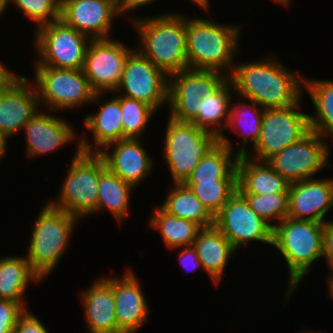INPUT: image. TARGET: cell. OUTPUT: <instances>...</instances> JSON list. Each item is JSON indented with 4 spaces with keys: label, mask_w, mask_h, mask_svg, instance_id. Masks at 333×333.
I'll return each mask as SVG.
<instances>
[{
    "label": "cell",
    "mask_w": 333,
    "mask_h": 333,
    "mask_svg": "<svg viewBox=\"0 0 333 333\" xmlns=\"http://www.w3.org/2000/svg\"><path fill=\"white\" fill-rule=\"evenodd\" d=\"M275 55L258 60L235 62L228 77L240 99L253 100L263 109L286 108L301 101L304 77L291 72ZM299 73V74H298Z\"/></svg>",
    "instance_id": "1"
},
{
    "label": "cell",
    "mask_w": 333,
    "mask_h": 333,
    "mask_svg": "<svg viewBox=\"0 0 333 333\" xmlns=\"http://www.w3.org/2000/svg\"><path fill=\"white\" fill-rule=\"evenodd\" d=\"M130 18L139 36L137 49L156 67L168 77L188 69L185 15L167 12Z\"/></svg>",
    "instance_id": "2"
},
{
    "label": "cell",
    "mask_w": 333,
    "mask_h": 333,
    "mask_svg": "<svg viewBox=\"0 0 333 333\" xmlns=\"http://www.w3.org/2000/svg\"><path fill=\"white\" fill-rule=\"evenodd\" d=\"M239 29V24L222 25L203 17H186L188 69L224 74L228 71L229 77L235 65L234 56L239 52Z\"/></svg>",
    "instance_id": "3"
},
{
    "label": "cell",
    "mask_w": 333,
    "mask_h": 333,
    "mask_svg": "<svg viewBox=\"0 0 333 333\" xmlns=\"http://www.w3.org/2000/svg\"><path fill=\"white\" fill-rule=\"evenodd\" d=\"M323 230L324 223L289 217L273 227L272 246L284 257L289 273L284 301H289L302 278L310 273L314 261L322 257Z\"/></svg>",
    "instance_id": "4"
},
{
    "label": "cell",
    "mask_w": 333,
    "mask_h": 333,
    "mask_svg": "<svg viewBox=\"0 0 333 333\" xmlns=\"http://www.w3.org/2000/svg\"><path fill=\"white\" fill-rule=\"evenodd\" d=\"M38 214L25 257L32 271L44 280L59 264L79 219L48 203Z\"/></svg>",
    "instance_id": "5"
},
{
    "label": "cell",
    "mask_w": 333,
    "mask_h": 333,
    "mask_svg": "<svg viewBox=\"0 0 333 333\" xmlns=\"http://www.w3.org/2000/svg\"><path fill=\"white\" fill-rule=\"evenodd\" d=\"M75 154L65 175L57 199L47 203L83 220L97 213L98 183L100 174L106 169L98 153H85L76 144Z\"/></svg>",
    "instance_id": "6"
},
{
    "label": "cell",
    "mask_w": 333,
    "mask_h": 333,
    "mask_svg": "<svg viewBox=\"0 0 333 333\" xmlns=\"http://www.w3.org/2000/svg\"><path fill=\"white\" fill-rule=\"evenodd\" d=\"M35 87L40 106L55 114L84 104L99 103L103 93H95L82 69L35 66ZM101 96V97H100ZM42 104V105H41Z\"/></svg>",
    "instance_id": "7"
},
{
    "label": "cell",
    "mask_w": 333,
    "mask_h": 333,
    "mask_svg": "<svg viewBox=\"0 0 333 333\" xmlns=\"http://www.w3.org/2000/svg\"><path fill=\"white\" fill-rule=\"evenodd\" d=\"M164 137V156L173 183H184L201 158L219 138L193 123L180 122L168 116Z\"/></svg>",
    "instance_id": "8"
},
{
    "label": "cell",
    "mask_w": 333,
    "mask_h": 333,
    "mask_svg": "<svg viewBox=\"0 0 333 333\" xmlns=\"http://www.w3.org/2000/svg\"><path fill=\"white\" fill-rule=\"evenodd\" d=\"M34 48L38 55L34 66L83 69L86 51L92 40L66 25L61 19L38 28Z\"/></svg>",
    "instance_id": "9"
},
{
    "label": "cell",
    "mask_w": 333,
    "mask_h": 333,
    "mask_svg": "<svg viewBox=\"0 0 333 333\" xmlns=\"http://www.w3.org/2000/svg\"><path fill=\"white\" fill-rule=\"evenodd\" d=\"M300 104L302 100L291 107L264 109L259 139L245 156L267 161L304 137L310 131L309 114L301 112Z\"/></svg>",
    "instance_id": "10"
},
{
    "label": "cell",
    "mask_w": 333,
    "mask_h": 333,
    "mask_svg": "<svg viewBox=\"0 0 333 333\" xmlns=\"http://www.w3.org/2000/svg\"><path fill=\"white\" fill-rule=\"evenodd\" d=\"M227 79L224 73L194 69L169 76V117L192 123L198 116V102L213 94Z\"/></svg>",
    "instance_id": "11"
},
{
    "label": "cell",
    "mask_w": 333,
    "mask_h": 333,
    "mask_svg": "<svg viewBox=\"0 0 333 333\" xmlns=\"http://www.w3.org/2000/svg\"><path fill=\"white\" fill-rule=\"evenodd\" d=\"M324 137L310 130L297 142L273 155L267 163L289 183L311 179L330 167V145Z\"/></svg>",
    "instance_id": "12"
},
{
    "label": "cell",
    "mask_w": 333,
    "mask_h": 333,
    "mask_svg": "<svg viewBox=\"0 0 333 333\" xmlns=\"http://www.w3.org/2000/svg\"><path fill=\"white\" fill-rule=\"evenodd\" d=\"M169 77L138 49L129 54L115 92L145 102L156 111L168 103Z\"/></svg>",
    "instance_id": "13"
},
{
    "label": "cell",
    "mask_w": 333,
    "mask_h": 333,
    "mask_svg": "<svg viewBox=\"0 0 333 333\" xmlns=\"http://www.w3.org/2000/svg\"><path fill=\"white\" fill-rule=\"evenodd\" d=\"M214 226L236 251L254 241L271 246L273 243V227L252 210L238 191L214 217Z\"/></svg>",
    "instance_id": "14"
},
{
    "label": "cell",
    "mask_w": 333,
    "mask_h": 333,
    "mask_svg": "<svg viewBox=\"0 0 333 333\" xmlns=\"http://www.w3.org/2000/svg\"><path fill=\"white\" fill-rule=\"evenodd\" d=\"M132 51L123 42L112 38L90 41L82 70L95 93H115Z\"/></svg>",
    "instance_id": "15"
},
{
    "label": "cell",
    "mask_w": 333,
    "mask_h": 333,
    "mask_svg": "<svg viewBox=\"0 0 333 333\" xmlns=\"http://www.w3.org/2000/svg\"><path fill=\"white\" fill-rule=\"evenodd\" d=\"M18 74L0 88V130L9 139L22 131L24 125L40 111L35 85Z\"/></svg>",
    "instance_id": "16"
},
{
    "label": "cell",
    "mask_w": 333,
    "mask_h": 333,
    "mask_svg": "<svg viewBox=\"0 0 333 333\" xmlns=\"http://www.w3.org/2000/svg\"><path fill=\"white\" fill-rule=\"evenodd\" d=\"M121 15L119 0H61L60 19L91 39L110 38Z\"/></svg>",
    "instance_id": "17"
},
{
    "label": "cell",
    "mask_w": 333,
    "mask_h": 333,
    "mask_svg": "<svg viewBox=\"0 0 333 333\" xmlns=\"http://www.w3.org/2000/svg\"><path fill=\"white\" fill-rule=\"evenodd\" d=\"M332 207L333 178L316 177L290 183L287 217L325 224Z\"/></svg>",
    "instance_id": "18"
},
{
    "label": "cell",
    "mask_w": 333,
    "mask_h": 333,
    "mask_svg": "<svg viewBox=\"0 0 333 333\" xmlns=\"http://www.w3.org/2000/svg\"><path fill=\"white\" fill-rule=\"evenodd\" d=\"M98 154L109 171L134 188L151 174L154 167L153 159L143 147L141 139L126 138L113 142Z\"/></svg>",
    "instance_id": "19"
},
{
    "label": "cell",
    "mask_w": 333,
    "mask_h": 333,
    "mask_svg": "<svg viewBox=\"0 0 333 333\" xmlns=\"http://www.w3.org/2000/svg\"><path fill=\"white\" fill-rule=\"evenodd\" d=\"M134 273L128 268L121 277L113 276L115 314L119 333H136L149 318L147 298Z\"/></svg>",
    "instance_id": "20"
},
{
    "label": "cell",
    "mask_w": 333,
    "mask_h": 333,
    "mask_svg": "<svg viewBox=\"0 0 333 333\" xmlns=\"http://www.w3.org/2000/svg\"><path fill=\"white\" fill-rule=\"evenodd\" d=\"M41 111L37 112L22 128L26 134V151L29 157L51 154L75 142L74 139L78 138L67 120Z\"/></svg>",
    "instance_id": "21"
},
{
    "label": "cell",
    "mask_w": 333,
    "mask_h": 333,
    "mask_svg": "<svg viewBox=\"0 0 333 333\" xmlns=\"http://www.w3.org/2000/svg\"><path fill=\"white\" fill-rule=\"evenodd\" d=\"M93 283L80 293L87 331L119 333L115 314L113 276L99 278Z\"/></svg>",
    "instance_id": "22"
},
{
    "label": "cell",
    "mask_w": 333,
    "mask_h": 333,
    "mask_svg": "<svg viewBox=\"0 0 333 333\" xmlns=\"http://www.w3.org/2000/svg\"><path fill=\"white\" fill-rule=\"evenodd\" d=\"M94 114H87L83 124L88 132L91 131L93 141L86 140L83 134L79 137L80 150L85 153H98L105 146L123 139L122 113L120 108V95L101 104ZM94 146H93V145Z\"/></svg>",
    "instance_id": "23"
},
{
    "label": "cell",
    "mask_w": 333,
    "mask_h": 333,
    "mask_svg": "<svg viewBox=\"0 0 333 333\" xmlns=\"http://www.w3.org/2000/svg\"><path fill=\"white\" fill-rule=\"evenodd\" d=\"M237 191L241 195H265L289 192L290 183L278 174L267 161L238 156Z\"/></svg>",
    "instance_id": "24"
},
{
    "label": "cell",
    "mask_w": 333,
    "mask_h": 333,
    "mask_svg": "<svg viewBox=\"0 0 333 333\" xmlns=\"http://www.w3.org/2000/svg\"><path fill=\"white\" fill-rule=\"evenodd\" d=\"M193 246L199 256L203 270L217 286L222 279L227 263L236 250L214 225L201 228Z\"/></svg>",
    "instance_id": "25"
},
{
    "label": "cell",
    "mask_w": 333,
    "mask_h": 333,
    "mask_svg": "<svg viewBox=\"0 0 333 333\" xmlns=\"http://www.w3.org/2000/svg\"><path fill=\"white\" fill-rule=\"evenodd\" d=\"M228 137L219 141L201 158L185 182H214L221 179H237L238 155ZM234 151V152H233Z\"/></svg>",
    "instance_id": "26"
},
{
    "label": "cell",
    "mask_w": 333,
    "mask_h": 333,
    "mask_svg": "<svg viewBox=\"0 0 333 333\" xmlns=\"http://www.w3.org/2000/svg\"><path fill=\"white\" fill-rule=\"evenodd\" d=\"M30 281L38 284L41 279L32 271L24 255L0 258V299L20 303L28 309L24 294Z\"/></svg>",
    "instance_id": "27"
},
{
    "label": "cell",
    "mask_w": 333,
    "mask_h": 333,
    "mask_svg": "<svg viewBox=\"0 0 333 333\" xmlns=\"http://www.w3.org/2000/svg\"><path fill=\"white\" fill-rule=\"evenodd\" d=\"M231 90L234 92L228 78L213 94L204 96L198 102V116L192 123L218 138L223 135L229 121L232 94H235Z\"/></svg>",
    "instance_id": "28"
},
{
    "label": "cell",
    "mask_w": 333,
    "mask_h": 333,
    "mask_svg": "<svg viewBox=\"0 0 333 333\" xmlns=\"http://www.w3.org/2000/svg\"><path fill=\"white\" fill-rule=\"evenodd\" d=\"M244 100L249 102L244 103L241 100L232 104L233 101L231 100L229 121L226 127V129H231V131H237V135H240L238 138L242 139L240 146H238L239 149L237 148L235 151L238 156H245L256 145L260 136L264 112V109L255 101ZM237 128L240 130H236ZM242 129L245 131H242ZM249 144L252 146L250 149L247 148L250 146Z\"/></svg>",
    "instance_id": "29"
},
{
    "label": "cell",
    "mask_w": 333,
    "mask_h": 333,
    "mask_svg": "<svg viewBox=\"0 0 333 333\" xmlns=\"http://www.w3.org/2000/svg\"><path fill=\"white\" fill-rule=\"evenodd\" d=\"M304 89L316 110L314 115H308L310 130L333 139V80L304 77Z\"/></svg>",
    "instance_id": "30"
},
{
    "label": "cell",
    "mask_w": 333,
    "mask_h": 333,
    "mask_svg": "<svg viewBox=\"0 0 333 333\" xmlns=\"http://www.w3.org/2000/svg\"><path fill=\"white\" fill-rule=\"evenodd\" d=\"M161 208L177 218L195 222L201 228L214 225V216L184 183H174Z\"/></svg>",
    "instance_id": "31"
},
{
    "label": "cell",
    "mask_w": 333,
    "mask_h": 333,
    "mask_svg": "<svg viewBox=\"0 0 333 333\" xmlns=\"http://www.w3.org/2000/svg\"><path fill=\"white\" fill-rule=\"evenodd\" d=\"M134 189L106 168L99 176L97 212L110 211L121 224L129 214L130 196Z\"/></svg>",
    "instance_id": "32"
},
{
    "label": "cell",
    "mask_w": 333,
    "mask_h": 333,
    "mask_svg": "<svg viewBox=\"0 0 333 333\" xmlns=\"http://www.w3.org/2000/svg\"><path fill=\"white\" fill-rule=\"evenodd\" d=\"M148 221L150 228L159 230L163 243L171 250L192 246L201 229L195 222L170 215L160 206L154 209Z\"/></svg>",
    "instance_id": "33"
},
{
    "label": "cell",
    "mask_w": 333,
    "mask_h": 333,
    "mask_svg": "<svg viewBox=\"0 0 333 333\" xmlns=\"http://www.w3.org/2000/svg\"><path fill=\"white\" fill-rule=\"evenodd\" d=\"M200 202L215 217L236 193L237 179H221L214 182H184Z\"/></svg>",
    "instance_id": "34"
},
{
    "label": "cell",
    "mask_w": 333,
    "mask_h": 333,
    "mask_svg": "<svg viewBox=\"0 0 333 333\" xmlns=\"http://www.w3.org/2000/svg\"><path fill=\"white\" fill-rule=\"evenodd\" d=\"M120 108L122 113L123 139H140L146 127L151 122L153 115L155 116L157 112L145 102L122 95H120Z\"/></svg>",
    "instance_id": "35"
},
{
    "label": "cell",
    "mask_w": 333,
    "mask_h": 333,
    "mask_svg": "<svg viewBox=\"0 0 333 333\" xmlns=\"http://www.w3.org/2000/svg\"><path fill=\"white\" fill-rule=\"evenodd\" d=\"M242 196L252 210L272 227L279 224L288 215L289 192ZM274 222L275 224H273Z\"/></svg>",
    "instance_id": "36"
},
{
    "label": "cell",
    "mask_w": 333,
    "mask_h": 333,
    "mask_svg": "<svg viewBox=\"0 0 333 333\" xmlns=\"http://www.w3.org/2000/svg\"><path fill=\"white\" fill-rule=\"evenodd\" d=\"M9 4H14L32 20L36 30L60 19L61 0H6V9Z\"/></svg>",
    "instance_id": "37"
},
{
    "label": "cell",
    "mask_w": 333,
    "mask_h": 333,
    "mask_svg": "<svg viewBox=\"0 0 333 333\" xmlns=\"http://www.w3.org/2000/svg\"><path fill=\"white\" fill-rule=\"evenodd\" d=\"M25 310L20 303L0 299V333H13L19 317Z\"/></svg>",
    "instance_id": "38"
},
{
    "label": "cell",
    "mask_w": 333,
    "mask_h": 333,
    "mask_svg": "<svg viewBox=\"0 0 333 333\" xmlns=\"http://www.w3.org/2000/svg\"><path fill=\"white\" fill-rule=\"evenodd\" d=\"M13 333H49V330L30 309H26L19 317Z\"/></svg>",
    "instance_id": "39"
},
{
    "label": "cell",
    "mask_w": 333,
    "mask_h": 333,
    "mask_svg": "<svg viewBox=\"0 0 333 333\" xmlns=\"http://www.w3.org/2000/svg\"><path fill=\"white\" fill-rule=\"evenodd\" d=\"M177 255L179 257V264L182 268L186 269L187 272L189 270L195 272L197 268H201V270L203 269L199 256L193 245L182 247V250L179 251Z\"/></svg>",
    "instance_id": "40"
},
{
    "label": "cell",
    "mask_w": 333,
    "mask_h": 333,
    "mask_svg": "<svg viewBox=\"0 0 333 333\" xmlns=\"http://www.w3.org/2000/svg\"><path fill=\"white\" fill-rule=\"evenodd\" d=\"M326 260L329 270L333 272V221L324 224L322 258Z\"/></svg>",
    "instance_id": "41"
},
{
    "label": "cell",
    "mask_w": 333,
    "mask_h": 333,
    "mask_svg": "<svg viewBox=\"0 0 333 333\" xmlns=\"http://www.w3.org/2000/svg\"><path fill=\"white\" fill-rule=\"evenodd\" d=\"M154 1L157 0H119V5L122 14L127 13L126 15H128L133 10L149 5V3L152 4Z\"/></svg>",
    "instance_id": "42"
},
{
    "label": "cell",
    "mask_w": 333,
    "mask_h": 333,
    "mask_svg": "<svg viewBox=\"0 0 333 333\" xmlns=\"http://www.w3.org/2000/svg\"><path fill=\"white\" fill-rule=\"evenodd\" d=\"M15 74L14 72L9 71L7 66L0 62V88Z\"/></svg>",
    "instance_id": "43"
},
{
    "label": "cell",
    "mask_w": 333,
    "mask_h": 333,
    "mask_svg": "<svg viewBox=\"0 0 333 333\" xmlns=\"http://www.w3.org/2000/svg\"><path fill=\"white\" fill-rule=\"evenodd\" d=\"M9 142L8 138L0 130V160L6 154V149L8 148L7 143Z\"/></svg>",
    "instance_id": "44"
},
{
    "label": "cell",
    "mask_w": 333,
    "mask_h": 333,
    "mask_svg": "<svg viewBox=\"0 0 333 333\" xmlns=\"http://www.w3.org/2000/svg\"><path fill=\"white\" fill-rule=\"evenodd\" d=\"M191 2L196 4L202 10L208 11L210 8V1L209 0H191Z\"/></svg>",
    "instance_id": "45"
},
{
    "label": "cell",
    "mask_w": 333,
    "mask_h": 333,
    "mask_svg": "<svg viewBox=\"0 0 333 333\" xmlns=\"http://www.w3.org/2000/svg\"><path fill=\"white\" fill-rule=\"evenodd\" d=\"M327 285H328V289H329V295L333 298V272H331L330 275H328V280H327Z\"/></svg>",
    "instance_id": "46"
},
{
    "label": "cell",
    "mask_w": 333,
    "mask_h": 333,
    "mask_svg": "<svg viewBox=\"0 0 333 333\" xmlns=\"http://www.w3.org/2000/svg\"><path fill=\"white\" fill-rule=\"evenodd\" d=\"M6 11V0H0V17Z\"/></svg>",
    "instance_id": "47"
},
{
    "label": "cell",
    "mask_w": 333,
    "mask_h": 333,
    "mask_svg": "<svg viewBox=\"0 0 333 333\" xmlns=\"http://www.w3.org/2000/svg\"><path fill=\"white\" fill-rule=\"evenodd\" d=\"M273 1L281 4V6L283 5V6L287 7V6H289V4L291 3L292 0H273Z\"/></svg>",
    "instance_id": "48"
},
{
    "label": "cell",
    "mask_w": 333,
    "mask_h": 333,
    "mask_svg": "<svg viewBox=\"0 0 333 333\" xmlns=\"http://www.w3.org/2000/svg\"><path fill=\"white\" fill-rule=\"evenodd\" d=\"M303 333H322V332H321V331H318V332L314 331V332H313L312 330L309 331V329H308V331H307V330H306V331L304 330Z\"/></svg>",
    "instance_id": "49"
}]
</instances>
